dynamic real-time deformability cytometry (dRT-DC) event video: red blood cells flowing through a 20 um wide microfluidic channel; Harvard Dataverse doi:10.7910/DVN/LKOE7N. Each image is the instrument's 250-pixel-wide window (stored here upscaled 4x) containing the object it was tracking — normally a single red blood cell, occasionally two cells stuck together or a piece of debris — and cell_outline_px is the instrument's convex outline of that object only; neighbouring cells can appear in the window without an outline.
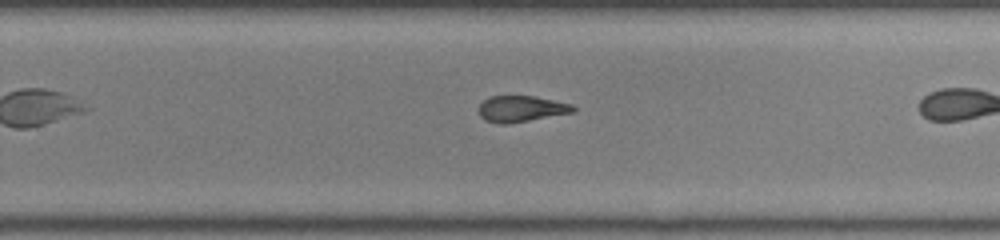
{"species": "common noctule bat (a hibernating species)", "species_latin": "Nyctalus noctula", "temperature_condition": "room temperature", "stored_images_in_passage": 24, "camera_frame_rate_fps": 3000, "um_per_image_px": 0.085, "animal": {"sex": "female", "body_mass_g": 22.0, "forearm_length_mm": 56.7}, "frame": {"image": 1, "passage_image": 17, "time_ms": 5.333, "image_size_px": [1000, 240], "cell_outline_px": [[576, 112], [508, 124], [496, 124], [484, 120], [480, 116], [480, 104], [488, 96], [532, 96], [572, 104], [576, 108]], "centroid_in_image_um": [44.3, 9.26], "position_along_channel_um": 285.5, "area_um2": 14.45}}